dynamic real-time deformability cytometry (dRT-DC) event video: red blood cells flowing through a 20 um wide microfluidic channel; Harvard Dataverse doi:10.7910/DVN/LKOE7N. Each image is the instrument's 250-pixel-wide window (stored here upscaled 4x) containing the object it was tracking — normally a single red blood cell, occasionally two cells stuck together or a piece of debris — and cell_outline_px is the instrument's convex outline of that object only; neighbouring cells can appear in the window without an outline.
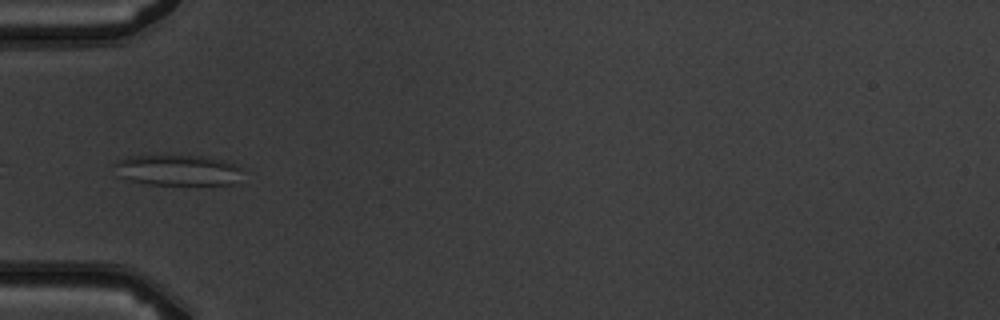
{"species": "common noctule bat (a hibernating species)", "species_latin": "Nyctalus noctula", "temperature_condition": "warm", "stored_images_in_passage": 5, "camera_frame_rate_fps": 3000, "um_per_image_px": 0.085, "animal": {"sex": "male", "body_mass_g": 19.5, "forearm_length_mm": 54.6}, "frame": {"image": 1, "passage_image": 4, "time_ms": 3.667, "image_size_px": [1000, 320], "cell_outline_px": [[240, 168], [232, 184], [148, 184], [116, 176], [112, 164], [128, 156], [208, 156], [236, 164]], "centroid_in_image_um": [15.0, 14.45], "position_along_channel_um": 70.0, "area_um2": 22.54}}
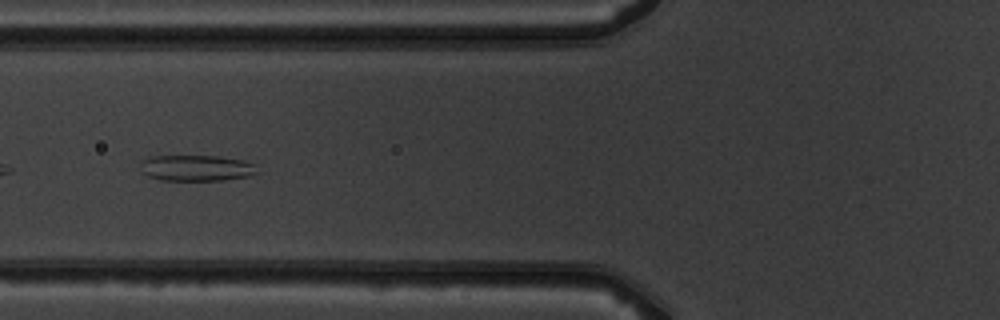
{"frame": {"image": 2, "passage_image": 5, "time_ms": 4.667, "image_size_px": [1000, 320], "cell_outline_px": [[260, 172], [248, 176], [224, 180], [160, 180], [148, 176], [140, 172], [140, 164], [148, 156], [216, 156], [244, 160], [256, 164]], "centroid_in_image_um": [16.71, 14.28], "position_along_channel_um": 109.1, "area_um2": 17.92}}